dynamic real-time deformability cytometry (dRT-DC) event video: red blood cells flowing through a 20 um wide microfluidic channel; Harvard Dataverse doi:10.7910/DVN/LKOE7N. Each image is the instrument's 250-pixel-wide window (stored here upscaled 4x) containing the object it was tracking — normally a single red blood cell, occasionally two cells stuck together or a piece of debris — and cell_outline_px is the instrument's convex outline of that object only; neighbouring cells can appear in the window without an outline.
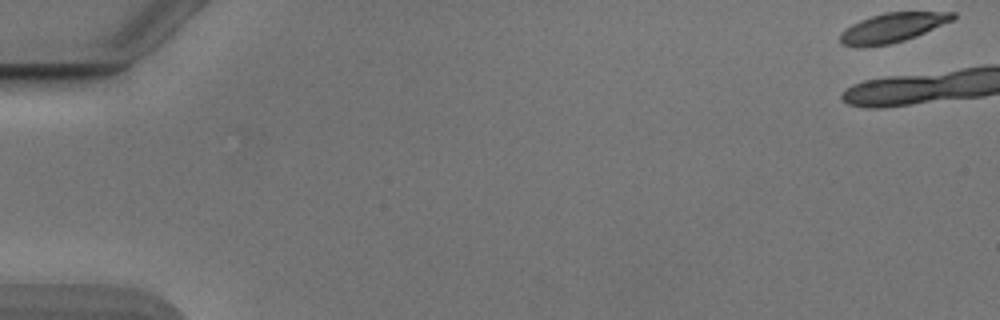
{"species": "Egyptian fruit bat (a non-hibernating species)", "species_latin": "Rousettus aegyptiacus", "temperature_condition": "cold", "stored_images_in_passage": 4, "camera_frame_rate_fps": 3000, "um_per_image_px": 0.085, "animal": {"sex": "male"}, "frame": {"image": 1, "passage_image": 1, "time_ms": 0.0, "image_size_px": [1000, 320], "cell_outline_px": [[956, 16], [952, 20], [916, 36], [904, 40], [888, 44], [840, 44], [840, 32], [844, 28], [860, 20], [884, 12], [956, 12]], "centroid_in_image_um": [75.89, 2.3], "position_along_channel_um": 9.1, "area_um2": 18.55}}